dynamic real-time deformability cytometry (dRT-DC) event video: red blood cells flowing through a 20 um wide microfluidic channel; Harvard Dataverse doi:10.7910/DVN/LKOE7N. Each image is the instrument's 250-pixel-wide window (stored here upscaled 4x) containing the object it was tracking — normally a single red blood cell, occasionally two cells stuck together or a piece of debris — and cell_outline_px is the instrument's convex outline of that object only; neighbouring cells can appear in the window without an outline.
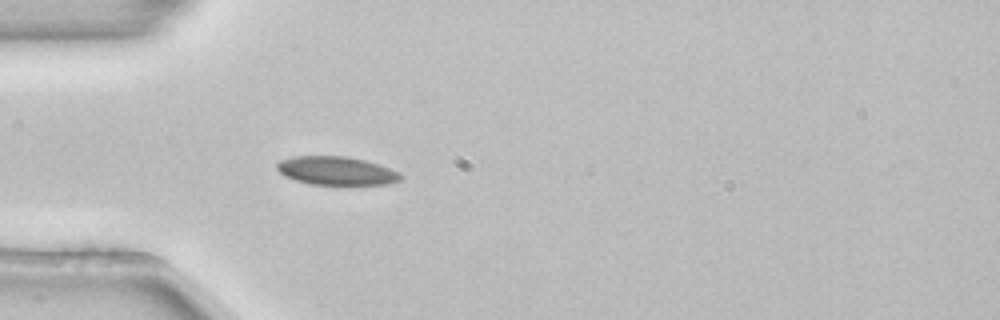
{"species": "common noctule bat (a hibernating species)", "species_latin": "Nyctalus noctula", "temperature_condition": "room temperature", "stored_images_in_passage": 1, "camera_frame_rate_fps": 3000, "um_per_image_px": 0.085, "animal": {"sex": "female", "body_mass_g": 22.7, "forearm_length_mm": 54.2}, "frame": {"image": 1, "passage_image": 1, "time_ms": 0.0, "image_size_px": [1000, 320], "cell_outline_px": [[404, 176], [400, 180], [388, 184], [312, 184], [296, 180], [284, 176], [276, 168], [276, 164], [280, 160], [292, 156], [344, 156], [364, 160], [400, 172]], "centroid_in_image_um": [28.57, 14.51], "position_along_channel_um": 56.4, "area_um2": 20.35}}